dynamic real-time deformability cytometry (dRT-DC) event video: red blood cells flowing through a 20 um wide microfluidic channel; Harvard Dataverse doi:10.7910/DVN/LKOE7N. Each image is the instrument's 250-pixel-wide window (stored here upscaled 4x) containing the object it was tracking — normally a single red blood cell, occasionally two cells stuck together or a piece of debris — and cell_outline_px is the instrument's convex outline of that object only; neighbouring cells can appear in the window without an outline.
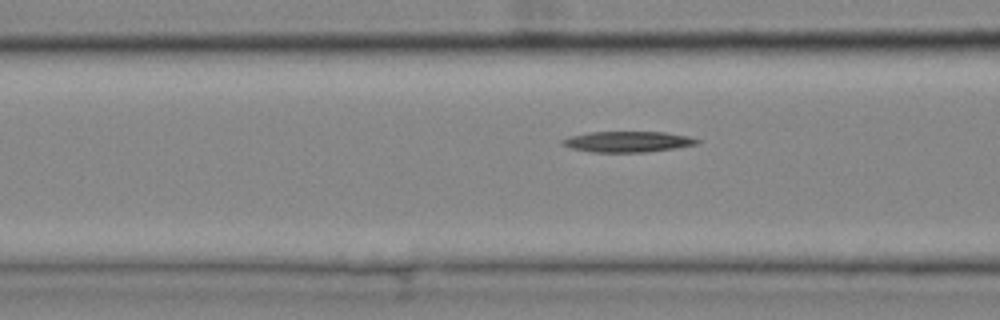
{"species": "common noctule bat (a hibernating species)", "species_latin": "Nyctalus noctula", "temperature_condition": "cold", "stored_images_in_passage": 30, "camera_frame_rate_fps": 3000, "um_per_image_px": 0.085, "animal": {"sex": "female", "body_mass_g": 25.1}, "frame": {"image": 1, "passage_image": 8, "time_ms": 2.333, "image_size_px": [1000, 320], "cell_outline_px": [[700, 140], [696, 144], [676, 148], [648, 152], [592, 152], [572, 148], [560, 144], [560, 140], [572, 136], [588, 132], [664, 132], [688, 136]], "centroid_in_image_um": [53.34, 12.04], "position_along_channel_um": 113.3, "area_um2": 16.24}}
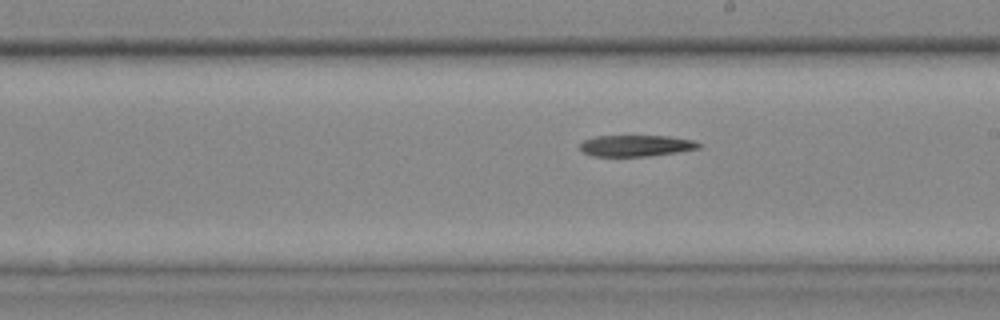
{"frame": {"image": 2, "passage_image": 18, "time_ms": 5.667, "image_size_px": [1000, 320], "cell_outline_px": [[704, 144], [700, 148], [652, 156], [592, 156], [584, 152], [580, 148], [580, 144], [584, 140], [596, 136], [668, 136], [692, 140]], "centroid_in_image_um": [54.09, 12.38], "position_along_channel_um": 234.9, "area_um2": 14.74}}
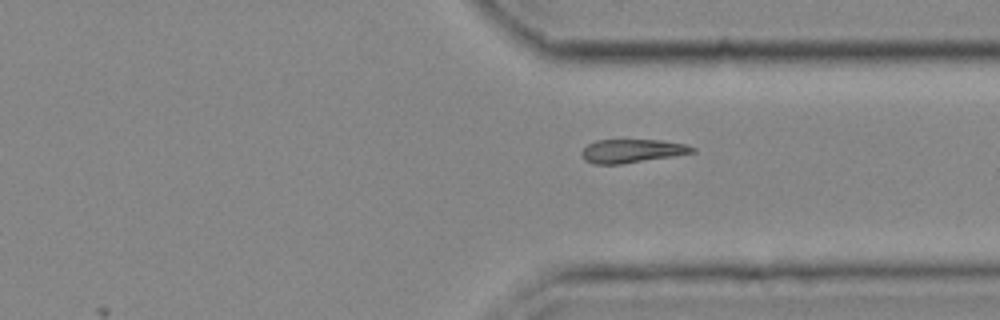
{"frame": {"image": 3, "passage_image": 28, "time_ms": 9.0, "image_size_px": [1000, 320], "cell_outline_px": [[696, 152], [672, 156], [620, 164], [592, 164], [584, 160], [580, 152], [588, 144], [596, 140], [660, 140], [684, 144], [696, 148]], "centroid_in_image_um": [53.68, 12.83], "position_along_channel_um": 357.7, "area_um2": 15.09}}